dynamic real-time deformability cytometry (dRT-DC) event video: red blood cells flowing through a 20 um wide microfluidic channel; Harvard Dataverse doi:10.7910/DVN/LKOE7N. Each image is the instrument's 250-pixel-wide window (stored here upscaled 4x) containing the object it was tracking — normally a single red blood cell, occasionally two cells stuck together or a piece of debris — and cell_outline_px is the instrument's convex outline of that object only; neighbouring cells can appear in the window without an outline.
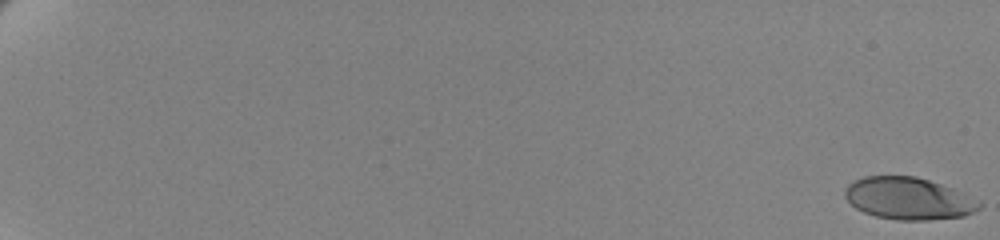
{"species": "human", "species_latin": "Homo sapiens", "temperature_condition": "cold", "stored_images_in_passage": 63, "camera_frame_rate_fps": 3000, "um_per_image_px": 0.085, "donor": {"sex": "female"}, "frame": {"image": 1, "passage_image": 1, "time_ms": 0.0, "image_size_px": [1000, 240], "cell_outline_px": [[984, 204], [980, 208], [964, 216], [928, 220], [896, 220], [876, 216], [864, 212], [856, 208], [844, 196], [844, 188], [852, 180], [864, 176], [916, 176], [952, 188]], "centroid_in_image_um": [77.18, 16.87], "position_along_channel_um": 7.8, "area_um2": 32.89}}
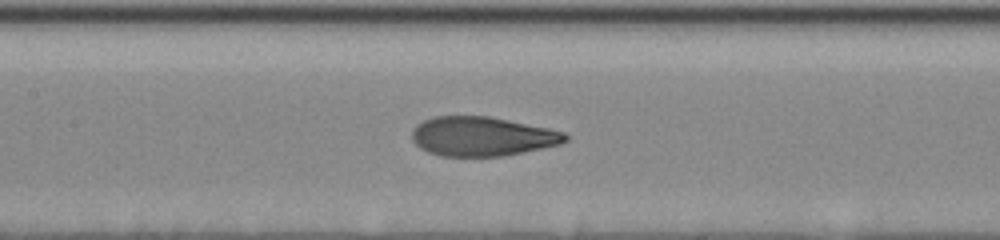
{"frame": {"image": 2, "passage_image": 35, "time_ms": 11.333, "image_size_px": [1000, 240], "cell_outline_px": [[568, 140], [560, 144], [544, 148], [504, 156], [440, 156], [428, 152], [420, 148], [412, 140], [412, 128], [416, 124], [432, 116], [488, 116], [548, 128], [564, 132], [568, 136]], "centroid_in_image_um": [40.96, 11.59], "position_along_channel_um": 166.4, "area_um2": 35.26}}
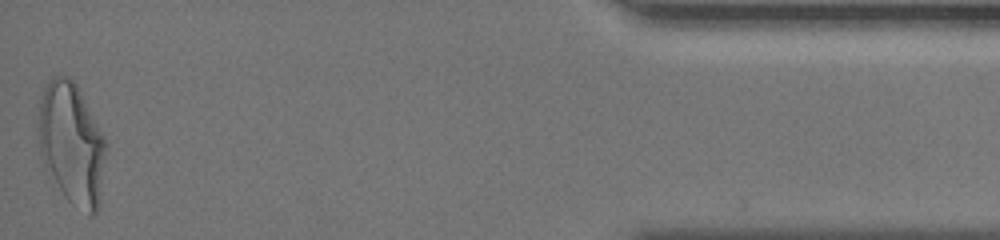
{"frame": {"image": 3, "passage_image": 63, "time_ms": 20.667, "image_size_px": [1000, 240], "cell_outline_px": [[104, 156], [100, 204], [96, 212], [92, 216], [72, 204], [64, 196], [44, 168], [40, 152], [40, 104], [44, 88], [48, 80], [52, 76], [68, 76], [76, 84], [104, 136]], "centroid_in_image_um": [6.08, 12.23], "position_along_channel_um": 429.1, "area_um2": 47.11}, "authors_computed_cell_mechanics": {"area_um2": 35.4892, "velocity_mm_per_s": 3.453, "shape_relaxation_time_tau1_ms": 4.3136, "shape_relaxation_time_tau2_ms": 0.7564, "deformation_change_tau1": 0.1819, "deformation_change_tau2": 0.0629}}